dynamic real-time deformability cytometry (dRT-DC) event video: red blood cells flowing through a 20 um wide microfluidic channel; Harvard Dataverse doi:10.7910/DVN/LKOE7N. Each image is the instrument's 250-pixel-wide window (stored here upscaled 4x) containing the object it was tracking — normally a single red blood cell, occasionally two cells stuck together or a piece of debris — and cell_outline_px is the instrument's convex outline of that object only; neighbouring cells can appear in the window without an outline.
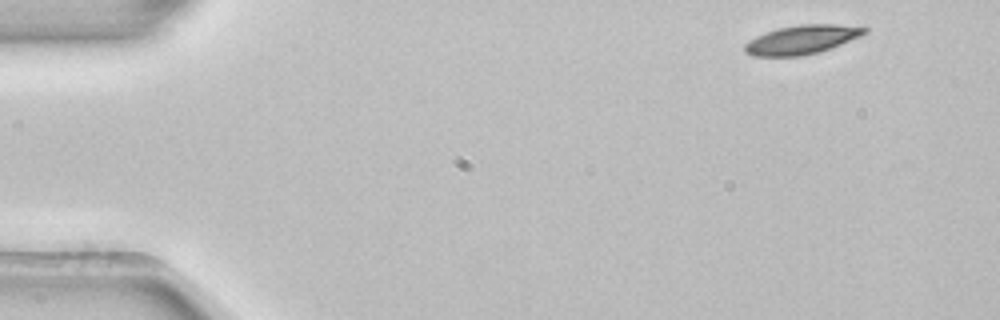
{"species": "common noctule bat (a hibernating species)", "species_latin": "Nyctalus noctula", "temperature_condition": "room temperature", "stored_images_in_passage": 4, "camera_frame_rate_fps": 3000, "um_per_image_px": 0.085, "animal": {"sex": "female", "body_mass_g": 22.7, "forearm_length_mm": 54.2}, "frame": {"image": 1, "passage_image": 1, "time_ms": 0.0, "image_size_px": [1000, 320], "cell_outline_px": [[868, 32], [860, 36], [832, 48], [820, 52], [800, 56], [752, 56], [744, 52], [744, 44], [748, 40], [756, 36], [780, 28], [800, 24], [836, 24], [868, 28]], "centroid_in_image_um": [68.15, 3.38], "position_along_channel_um": 16.9, "area_um2": 20.17}}
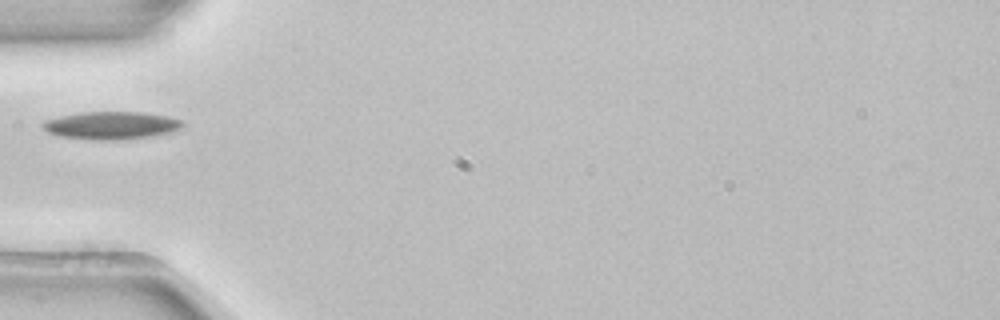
{"frame": {"image": 2, "passage_image": 4, "time_ms": 1.0, "image_size_px": [1000, 320], "cell_outline_px": [[184, 124], [180, 128], [172, 132], [152, 136], [120, 140], [92, 140], [60, 136], [48, 132], [40, 124], [44, 120], [60, 116], [80, 112], [144, 112], [168, 116], [184, 120]], "centroid_in_image_um": [9.47, 10.66], "position_along_channel_um": 75.5, "area_um2": 22.83}}